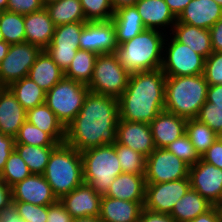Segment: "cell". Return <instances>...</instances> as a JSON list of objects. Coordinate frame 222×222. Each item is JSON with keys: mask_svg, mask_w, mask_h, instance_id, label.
<instances>
[{"mask_svg": "<svg viewBox=\"0 0 222 222\" xmlns=\"http://www.w3.org/2000/svg\"><path fill=\"white\" fill-rule=\"evenodd\" d=\"M189 222H222V219L218 207L213 206L210 210Z\"/></svg>", "mask_w": 222, "mask_h": 222, "instance_id": "cell-53", "label": "cell"}, {"mask_svg": "<svg viewBox=\"0 0 222 222\" xmlns=\"http://www.w3.org/2000/svg\"><path fill=\"white\" fill-rule=\"evenodd\" d=\"M27 111L8 87L0 92V132L15 137L26 121Z\"/></svg>", "mask_w": 222, "mask_h": 222, "instance_id": "cell-22", "label": "cell"}, {"mask_svg": "<svg viewBox=\"0 0 222 222\" xmlns=\"http://www.w3.org/2000/svg\"><path fill=\"white\" fill-rule=\"evenodd\" d=\"M15 144L33 146H58L59 144L46 132L29 123L27 120L14 137Z\"/></svg>", "mask_w": 222, "mask_h": 222, "instance_id": "cell-38", "label": "cell"}, {"mask_svg": "<svg viewBox=\"0 0 222 222\" xmlns=\"http://www.w3.org/2000/svg\"><path fill=\"white\" fill-rule=\"evenodd\" d=\"M137 1L138 0H110L114 11L127 6H134Z\"/></svg>", "mask_w": 222, "mask_h": 222, "instance_id": "cell-56", "label": "cell"}, {"mask_svg": "<svg viewBox=\"0 0 222 222\" xmlns=\"http://www.w3.org/2000/svg\"><path fill=\"white\" fill-rule=\"evenodd\" d=\"M41 51L40 47L26 41L10 45L8 54L0 63V84L9 87L12 83L28 77L29 70Z\"/></svg>", "mask_w": 222, "mask_h": 222, "instance_id": "cell-10", "label": "cell"}, {"mask_svg": "<svg viewBox=\"0 0 222 222\" xmlns=\"http://www.w3.org/2000/svg\"><path fill=\"white\" fill-rule=\"evenodd\" d=\"M186 133L200 157L218 138L214 130L196 118L187 119Z\"/></svg>", "mask_w": 222, "mask_h": 222, "instance_id": "cell-36", "label": "cell"}, {"mask_svg": "<svg viewBox=\"0 0 222 222\" xmlns=\"http://www.w3.org/2000/svg\"><path fill=\"white\" fill-rule=\"evenodd\" d=\"M166 77L161 68L130 74L126 90L118 98L120 119L149 124L165 110Z\"/></svg>", "mask_w": 222, "mask_h": 222, "instance_id": "cell-2", "label": "cell"}, {"mask_svg": "<svg viewBox=\"0 0 222 222\" xmlns=\"http://www.w3.org/2000/svg\"><path fill=\"white\" fill-rule=\"evenodd\" d=\"M8 88L26 111L45 103L46 92L29 77L12 83Z\"/></svg>", "mask_w": 222, "mask_h": 222, "instance_id": "cell-32", "label": "cell"}, {"mask_svg": "<svg viewBox=\"0 0 222 222\" xmlns=\"http://www.w3.org/2000/svg\"><path fill=\"white\" fill-rule=\"evenodd\" d=\"M28 77L41 89L48 92L64 77V71L52 60L45 50H42L37 56L35 63L31 66Z\"/></svg>", "mask_w": 222, "mask_h": 222, "instance_id": "cell-27", "label": "cell"}, {"mask_svg": "<svg viewBox=\"0 0 222 222\" xmlns=\"http://www.w3.org/2000/svg\"><path fill=\"white\" fill-rule=\"evenodd\" d=\"M117 142L141 153L146 158L156 149L150 125L144 122H131L119 118Z\"/></svg>", "mask_w": 222, "mask_h": 222, "instance_id": "cell-18", "label": "cell"}, {"mask_svg": "<svg viewBox=\"0 0 222 222\" xmlns=\"http://www.w3.org/2000/svg\"><path fill=\"white\" fill-rule=\"evenodd\" d=\"M0 30L4 41L10 45L25 42L24 15L7 10L2 11L0 14Z\"/></svg>", "mask_w": 222, "mask_h": 222, "instance_id": "cell-35", "label": "cell"}, {"mask_svg": "<svg viewBox=\"0 0 222 222\" xmlns=\"http://www.w3.org/2000/svg\"><path fill=\"white\" fill-rule=\"evenodd\" d=\"M118 46L112 20L87 21L79 38V49L102 54H113Z\"/></svg>", "mask_w": 222, "mask_h": 222, "instance_id": "cell-15", "label": "cell"}, {"mask_svg": "<svg viewBox=\"0 0 222 222\" xmlns=\"http://www.w3.org/2000/svg\"><path fill=\"white\" fill-rule=\"evenodd\" d=\"M41 1H42L43 5L46 6L47 4L58 1V0H41Z\"/></svg>", "mask_w": 222, "mask_h": 222, "instance_id": "cell-60", "label": "cell"}, {"mask_svg": "<svg viewBox=\"0 0 222 222\" xmlns=\"http://www.w3.org/2000/svg\"><path fill=\"white\" fill-rule=\"evenodd\" d=\"M200 159L222 169V140L217 138Z\"/></svg>", "mask_w": 222, "mask_h": 222, "instance_id": "cell-47", "label": "cell"}, {"mask_svg": "<svg viewBox=\"0 0 222 222\" xmlns=\"http://www.w3.org/2000/svg\"><path fill=\"white\" fill-rule=\"evenodd\" d=\"M222 19V7L214 0H191L177 18L179 22L209 30Z\"/></svg>", "mask_w": 222, "mask_h": 222, "instance_id": "cell-21", "label": "cell"}, {"mask_svg": "<svg viewBox=\"0 0 222 222\" xmlns=\"http://www.w3.org/2000/svg\"><path fill=\"white\" fill-rule=\"evenodd\" d=\"M102 195L96 193L87 183H82L59 201L73 218L100 215Z\"/></svg>", "mask_w": 222, "mask_h": 222, "instance_id": "cell-17", "label": "cell"}, {"mask_svg": "<svg viewBox=\"0 0 222 222\" xmlns=\"http://www.w3.org/2000/svg\"><path fill=\"white\" fill-rule=\"evenodd\" d=\"M73 222H103L99 216L73 218Z\"/></svg>", "mask_w": 222, "mask_h": 222, "instance_id": "cell-58", "label": "cell"}, {"mask_svg": "<svg viewBox=\"0 0 222 222\" xmlns=\"http://www.w3.org/2000/svg\"><path fill=\"white\" fill-rule=\"evenodd\" d=\"M190 186L213 206L222 200V169L201 159L189 168Z\"/></svg>", "mask_w": 222, "mask_h": 222, "instance_id": "cell-14", "label": "cell"}, {"mask_svg": "<svg viewBox=\"0 0 222 222\" xmlns=\"http://www.w3.org/2000/svg\"><path fill=\"white\" fill-rule=\"evenodd\" d=\"M0 219L2 222H25L19 216L16 206L13 202L0 210Z\"/></svg>", "mask_w": 222, "mask_h": 222, "instance_id": "cell-52", "label": "cell"}, {"mask_svg": "<svg viewBox=\"0 0 222 222\" xmlns=\"http://www.w3.org/2000/svg\"><path fill=\"white\" fill-rule=\"evenodd\" d=\"M97 54L86 50H77L70 66L64 72V77L88 85L93 76Z\"/></svg>", "mask_w": 222, "mask_h": 222, "instance_id": "cell-34", "label": "cell"}, {"mask_svg": "<svg viewBox=\"0 0 222 222\" xmlns=\"http://www.w3.org/2000/svg\"><path fill=\"white\" fill-rule=\"evenodd\" d=\"M111 20L118 45L131 40L146 29L135 5L117 9Z\"/></svg>", "mask_w": 222, "mask_h": 222, "instance_id": "cell-28", "label": "cell"}, {"mask_svg": "<svg viewBox=\"0 0 222 222\" xmlns=\"http://www.w3.org/2000/svg\"><path fill=\"white\" fill-rule=\"evenodd\" d=\"M116 154L123 173L145 174L146 157L130 147L115 143Z\"/></svg>", "mask_w": 222, "mask_h": 222, "instance_id": "cell-37", "label": "cell"}, {"mask_svg": "<svg viewBox=\"0 0 222 222\" xmlns=\"http://www.w3.org/2000/svg\"><path fill=\"white\" fill-rule=\"evenodd\" d=\"M12 203L11 188L0 178V210Z\"/></svg>", "mask_w": 222, "mask_h": 222, "instance_id": "cell-54", "label": "cell"}, {"mask_svg": "<svg viewBox=\"0 0 222 222\" xmlns=\"http://www.w3.org/2000/svg\"><path fill=\"white\" fill-rule=\"evenodd\" d=\"M166 149L187 163L189 166H193L200 160V156L196 152L187 133L170 143Z\"/></svg>", "mask_w": 222, "mask_h": 222, "instance_id": "cell-41", "label": "cell"}, {"mask_svg": "<svg viewBox=\"0 0 222 222\" xmlns=\"http://www.w3.org/2000/svg\"><path fill=\"white\" fill-rule=\"evenodd\" d=\"M12 202L49 206L58 199L43 175L31 174L11 187Z\"/></svg>", "mask_w": 222, "mask_h": 222, "instance_id": "cell-16", "label": "cell"}, {"mask_svg": "<svg viewBox=\"0 0 222 222\" xmlns=\"http://www.w3.org/2000/svg\"><path fill=\"white\" fill-rule=\"evenodd\" d=\"M8 0H0V10L5 11L7 8Z\"/></svg>", "mask_w": 222, "mask_h": 222, "instance_id": "cell-59", "label": "cell"}, {"mask_svg": "<svg viewBox=\"0 0 222 222\" xmlns=\"http://www.w3.org/2000/svg\"><path fill=\"white\" fill-rule=\"evenodd\" d=\"M138 222H176L170 214L156 213L145 208L142 209Z\"/></svg>", "mask_w": 222, "mask_h": 222, "instance_id": "cell-49", "label": "cell"}, {"mask_svg": "<svg viewBox=\"0 0 222 222\" xmlns=\"http://www.w3.org/2000/svg\"><path fill=\"white\" fill-rule=\"evenodd\" d=\"M190 187L189 177L164 183H146L144 208L170 214Z\"/></svg>", "mask_w": 222, "mask_h": 222, "instance_id": "cell-13", "label": "cell"}, {"mask_svg": "<svg viewBox=\"0 0 222 222\" xmlns=\"http://www.w3.org/2000/svg\"><path fill=\"white\" fill-rule=\"evenodd\" d=\"M206 101L213 103V107L222 108V84L208 86Z\"/></svg>", "mask_w": 222, "mask_h": 222, "instance_id": "cell-51", "label": "cell"}, {"mask_svg": "<svg viewBox=\"0 0 222 222\" xmlns=\"http://www.w3.org/2000/svg\"><path fill=\"white\" fill-rule=\"evenodd\" d=\"M3 88H4V87L0 84V92L2 91Z\"/></svg>", "mask_w": 222, "mask_h": 222, "instance_id": "cell-65", "label": "cell"}, {"mask_svg": "<svg viewBox=\"0 0 222 222\" xmlns=\"http://www.w3.org/2000/svg\"><path fill=\"white\" fill-rule=\"evenodd\" d=\"M43 176L59 200L84 182L81 152L59 144L50 154Z\"/></svg>", "mask_w": 222, "mask_h": 222, "instance_id": "cell-5", "label": "cell"}, {"mask_svg": "<svg viewBox=\"0 0 222 222\" xmlns=\"http://www.w3.org/2000/svg\"><path fill=\"white\" fill-rule=\"evenodd\" d=\"M187 119L166 110L161 111L150 123L156 148H166L186 133Z\"/></svg>", "mask_w": 222, "mask_h": 222, "instance_id": "cell-19", "label": "cell"}, {"mask_svg": "<svg viewBox=\"0 0 222 222\" xmlns=\"http://www.w3.org/2000/svg\"><path fill=\"white\" fill-rule=\"evenodd\" d=\"M207 89L204 74L167 76L165 110L186 119H194L206 102Z\"/></svg>", "mask_w": 222, "mask_h": 222, "instance_id": "cell-4", "label": "cell"}, {"mask_svg": "<svg viewBox=\"0 0 222 222\" xmlns=\"http://www.w3.org/2000/svg\"><path fill=\"white\" fill-rule=\"evenodd\" d=\"M135 7L146 29H155L166 34L171 33L177 18L164 0H138Z\"/></svg>", "mask_w": 222, "mask_h": 222, "instance_id": "cell-20", "label": "cell"}, {"mask_svg": "<svg viewBox=\"0 0 222 222\" xmlns=\"http://www.w3.org/2000/svg\"><path fill=\"white\" fill-rule=\"evenodd\" d=\"M218 209H219V212H220V215H221V219H222V200L221 202L217 205Z\"/></svg>", "mask_w": 222, "mask_h": 222, "instance_id": "cell-61", "label": "cell"}, {"mask_svg": "<svg viewBox=\"0 0 222 222\" xmlns=\"http://www.w3.org/2000/svg\"><path fill=\"white\" fill-rule=\"evenodd\" d=\"M46 219V222H73V217L59 200L48 206V215Z\"/></svg>", "mask_w": 222, "mask_h": 222, "instance_id": "cell-46", "label": "cell"}, {"mask_svg": "<svg viewBox=\"0 0 222 222\" xmlns=\"http://www.w3.org/2000/svg\"><path fill=\"white\" fill-rule=\"evenodd\" d=\"M56 147L15 144L14 150L21 156L32 174L43 175L50 154Z\"/></svg>", "mask_w": 222, "mask_h": 222, "instance_id": "cell-33", "label": "cell"}, {"mask_svg": "<svg viewBox=\"0 0 222 222\" xmlns=\"http://www.w3.org/2000/svg\"><path fill=\"white\" fill-rule=\"evenodd\" d=\"M214 1L222 7V0H214Z\"/></svg>", "mask_w": 222, "mask_h": 222, "instance_id": "cell-63", "label": "cell"}, {"mask_svg": "<svg viewBox=\"0 0 222 222\" xmlns=\"http://www.w3.org/2000/svg\"><path fill=\"white\" fill-rule=\"evenodd\" d=\"M84 25L85 22H74L56 26L51 43L44 49L64 72L79 50Z\"/></svg>", "mask_w": 222, "mask_h": 222, "instance_id": "cell-12", "label": "cell"}, {"mask_svg": "<svg viewBox=\"0 0 222 222\" xmlns=\"http://www.w3.org/2000/svg\"><path fill=\"white\" fill-rule=\"evenodd\" d=\"M129 76L114 54H102L96 58L93 76L87 86L93 93L118 99L126 90Z\"/></svg>", "mask_w": 222, "mask_h": 222, "instance_id": "cell-8", "label": "cell"}, {"mask_svg": "<svg viewBox=\"0 0 222 222\" xmlns=\"http://www.w3.org/2000/svg\"><path fill=\"white\" fill-rule=\"evenodd\" d=\"M211 46L214 52H222V19L218 20L210 29Z\"/></svg>", "mask_w": 222, "mask_h": 222, "instance_id": "cell-50", "label": "cell"}, {"mask_svg": "<svg viewBox=\"0 0 222 222\" xmlns=\"http://www.w3.org/2000/svg\"><path fill=\"white\" fill-rule=\"evenodd\" d=\"M15 140L14 137L8 136L0 132V174L2 173L5 163L9 155L14 150Z\"/></svg>", "mask_w": 222, "mask_h": 222, "instance_id": "cell-48", "label": "cell"}, {"mask_svg": "<svg viewBox=\"0 0 222 222\" xmlns=\"http://www.w3.org/2000/svg\"><path fill=\"white\" fill-rule=\"evenodd\" d=\"M190 166L166 148H156L147 158L146 183H164L189 177Z\"/></svg>", "mask_w": 222, "mask_h": 222, "instance_id": "cell-11", "label": "cell"}, {"mask_svg": "<svg viewBox=\"0 0 222 222\" xmlns=\"http://www.w3.org/2000/svg\"><path fill=\"white\" fill-rule=\"evenodd\" d=\"M19 216L25 222H46L48 206H40L26 202H13Z\"/></svg>", "mask_w": 222, "mask_h": 222, "instance_id": "cell-43", "label": "cell"}, {"mask_svg": "<svg viewBox=\"0 0 222 222\" xmlns=\"http://www.w3.org/2000/svg\"><path fill=\"white\" fill-rule=\"evenodd\" d=\"M204 76L208 86L222 84V52H212L204 65Z\"/></svg>", "mask_w": 222, "mask_h": 222, "instance_id": "cell-42", "label": "cell"}, {"mask_svg": "<svg viewBox=\"0 0 222 222\" xmlns=\"http://www.w3.org/2000/svg\"><path fill=\"white\" fill-rule=\"evenodd\" d=\"M41 0H8L7 11L18 14H30L44 8Z\"/></svg>", "mask_w": 222, "mask_h": 222, "instance_id": "cell-45", "label": "cell"}, {"mask_svg": "<svg viewBox=\"0 0 222 222\" xmlns=\"http://www.w3.org/2000/svg\"><path fill=\"white\" fill-rule=\"evenodd\" d=\"M204 65L203 56L193 51L188 45L178 42L171 34L166 35L161 67L166 76L204 74Z\"/></svg>", "mask_w": 222, "mask_h": 222, "instance_id": "cell-9", "label": "cell"}, {"mask_svg": "<svg viewBox=\"0 0 222 222\" xmlns=\"http://www.w3.org/2000/svg\"><path fill=\"white\" fill-rule=\"evenodd\" d=\"M166 35L159 30L145 29L118 45L113 54L130 74L160 69Z\"/></svg>", "mask_w": 222, "mask_h": 222, "instance_id": "cell-3", "label": "cell"}, {"mask_svg": "<svg viewBox=\"0 0 222 222\" xmlns=\"http://www.w3.org/2000/svg\"><path fill=\"white\" fill-rule=\"evenodd\" d=\"M1 41H4V37H3V34H2V32H1V30H0V42Z\"/></svg>", "mask_w": 222, "mask_h": 222, "instance_id": "cell-64", "label": "cell"}, {"mask_svg": "<svg viewBox=\"0 0 222 222\" xmlns=\"http://www.w3.org/2000/svg\"><path fill=\"white\" fill-rule=\"evenodd\" d=\"M196 119L218 133L222 128V108L213 107V103L206 101Z\"/></svg>", "mask_w": 222, "mask_h": 222, "instance_id": "cell-44", "label": "cell"}, {"mask_svg": "<svg viewBox=\"0 0 222 222\" xmlns=\"http://www.w3.org/2000/svg\"><path fill=\"white\" fill-rule=\"evenodd\" d=\"M26 120L48 133L58 144L65 142V127L45 103L28 110Z\"/></svg>", "mask_w": 222, "mask_h": 222, "instance_id": "cell-29", "label": "cell"}, {"mask_svg": "<svg viewBox=\"0 0 222 222\" xmlns=\"http://www.w3.org/2000/svg\"><path fill=\"white\" fill-rule=\"evenodd\" d=\"M119 118L118 99L89 91L81 110L65 127L64 143L80 152L115 144Z\"/></svg>", "mask_w": 222, "mask_h": 222, "instance_id": "cell-1", "label": "cell"}, {"mask_svg": "<svg viewBox=\"0 0 222 222\" xmlns=\"http://www.w3.org/2000/svg\"><path fill=\"white\" fill-rule=\"evenodd\" d=\"M26 42L44 50L52 41L55 24L45 7L37 12L24 15Z\"/></svg>", "mask_w": 222, "mask_h": 222, "instance_id": "cell-23", "label": "cell"}, {"mask_svg": "<svg viewBox=\"0 0 222 222\" xmlns=\"http://www.w3.org/2000/svg\"><path fill=\"white\" fill-rule=\"evenodd\" d=\"M217 137L218 139L222 140V128L220 129V131L217 133Z\"/></svg>", "mask_w": 222, "mask_h": 222, "instance_id": "cell-62", "label": "cell"}, {"mask_svg": "<svg viewBox=\"0 0 222 222\" xmlns=\"http://www.w3.org/2000/svg\"><path fill=\"white\" fill-rule=\"evenodd\" d=\"M86 21H107L114 15L110 0H80Z\"/></svg>", "mask_w": 222, "mask_h": 222, "instance_id": "cell-40", "label": "cell"}, {"mask_svg": "<svg viewBox=\"0 0 222 222\" xmlns=\"http://www.w3.org/2000/svg\"><path fill=\"white\" fill-rule=\"evenodd\" d=\"M213 205L191 187L174 205L171 217L176 222H189L210 210Z\"/></svg>", "mask_w": 222, "mask_h": 222, "instance_id": "cell-30", "label": "cell"}, {"mask_svg": "<svg viewBox=\"0 0 222 222\" xmlns=\"http://www.w3.org/2000/svg\"><path fill=\"white\" fill-rule=\"evenodd\" d=\"M83 161V181L96 193L105 195L111 183L122 172L115 144L87 149L81 152Z\"/></svg>", "mask_w": 222, "mask_h": 222, "instance_id": "cell-6", "label": "cell"}, {"mask_svg": "<svg viewBox=\"0 0 222 222\" xmlns=\"http://www.w3.org/2000/svg\"><path fill=\"white\" fill-rule=\"evenodd\" d=\"M173 15L178 18L191 0H164Z\"/></svg>", "mask_w": 222, "mask_h": 222, "instance_id": "cell-55", "label": "cell"}, {"mask_svg": "<svg viewBox=\"0 0 222 222\" xmlns=\"http://www.w3.org/2000/svg\"><path fill=\"white\" fill-rule=\"evenodd\" d=\"M178 42L188 45L205 59L213 52L210 32L207 29L192 26L178 20L170 33Z\"/></svg>", "mask_w": 222, "mask_h": 222, "instance_id": "cell-26", "label": "cell"}, {"mask_svg": "<svg viewBox=\"0 0 222 222\" xmlns=\"http://www.w3.org/2000/svg\"><path fill=\"white\" fill-rule=\"evenodd\" d=\"M146 180L144 175L121 173L111 183L104 196L138 203L145 202Z\"/></svg>", "mask_w": 222, "mask_h": 222, "instance_id": "cell-24", "label": "cell"}, {"mask_svg": "<svg viewBox=\"0 0 222 222\" xmlns=\"http://www.w3.org/2000/svg\"><path fill=\"white\" fill-rule=\"evenodd\" d=\"M143 208L144 203L102 195L99 217L103 222H138Z\"/></svg>", "mask_w": 222, "mask_h": 222, "instance_id": "cell-25", "label": "cell"}, {"mask_svg": "<svg viewBox=\"0 0 222 222\" xmlns=\"http://www.w3.org/2000/svg\"><path fill=\"white\" fill-rule=\"evenodd\" d=\"M10 44L5 41L0 42V63L4 57L8 54Z\"/></svg>", "mask_w": 222, "mask_h": 222, "instance_id": "cell-57", "label": "cell"}, {"mask_svg": "<svg viewBox=\"0 0 222 222\" xmlns=\"http://www.w3.org/2000/svg\"><path fill=\"white\" fill-rule=\"evenodd\" d=\"M87 85L63 77L45 96V104L55 113L64 127L68 126L81 110L89 92Z\"/></svg>", "mask_w": 222, "mask_h": 222, "instance_id": "cell-7", "label": "cell"}, {"mask_svg": "<svg viewBox=\"0 0 222 222\" xmlns=\"http://www.w3.org/2000/svg\"><path fill=\"white\" fill-rule=\"evenodd\" d=\"M55 26L87 22L80 0H58L45 6Z\"/></svg>", "mask_w": 222, "mask_h": 222, "instance_id": "cell-31", "label": "cell"}, {"mask_svg": "<svg viewBox=\"0 0 222 222\" xmlns=\"http://www.w3.org/2000/svg\"><path fill=\"white\" fill-rule=\"evenodd\" d=\"M31 174L27 164L21 156L13 150L5 163L0 178L11 188L13 185L23 181Z\"/></svg>", "mask_w": 222, "mask_h": 222, "instance_id": "cell-39", "label": "cell"}]
</instances>
